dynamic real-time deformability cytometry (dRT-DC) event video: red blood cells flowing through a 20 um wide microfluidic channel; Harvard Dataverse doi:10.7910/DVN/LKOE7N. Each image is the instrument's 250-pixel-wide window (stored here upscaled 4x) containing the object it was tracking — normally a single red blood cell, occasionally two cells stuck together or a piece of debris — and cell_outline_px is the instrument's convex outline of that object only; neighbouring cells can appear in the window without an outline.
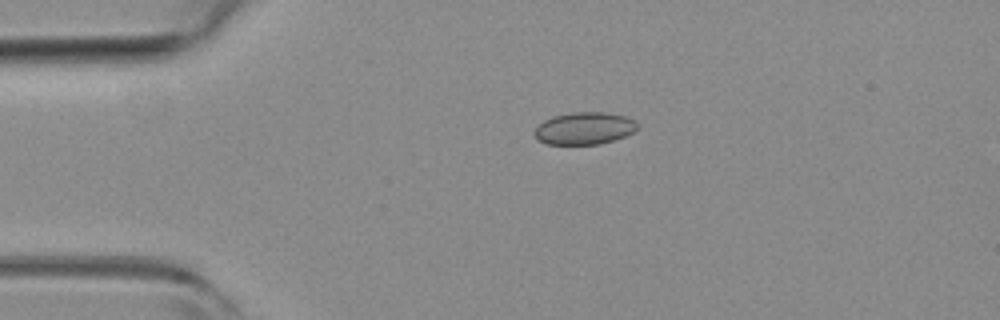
{"species": "common noctule bat (a hibernating species)", "species_latin": "Nyctalus noctula", "temperature_condition": "room temperature", "stored_images_in_passage": 3, "camera_frame_rate_fps": 3000, "um_per_image_px": 0.085, "animal": {"sex": "female", "body_mass_g": 19.3, "forearm_length_mm": 54.1}, "frame": {"image": 1, "passage_image": 2, "time_ms": 0.333, "image_size_px": [1000, 320], "cell_outline_px": [[640, 128], [624, 136], [600, 144], [544, 144], [536, 140], [532, 132], [544, 120], [552, 116], [572, 112], [604, 112], [624, 116], [636, 120]], "centroid_in_image_um": [49.64, 10.91], "position_along_channel_um": 35.4, "area_um2": 19.54}}